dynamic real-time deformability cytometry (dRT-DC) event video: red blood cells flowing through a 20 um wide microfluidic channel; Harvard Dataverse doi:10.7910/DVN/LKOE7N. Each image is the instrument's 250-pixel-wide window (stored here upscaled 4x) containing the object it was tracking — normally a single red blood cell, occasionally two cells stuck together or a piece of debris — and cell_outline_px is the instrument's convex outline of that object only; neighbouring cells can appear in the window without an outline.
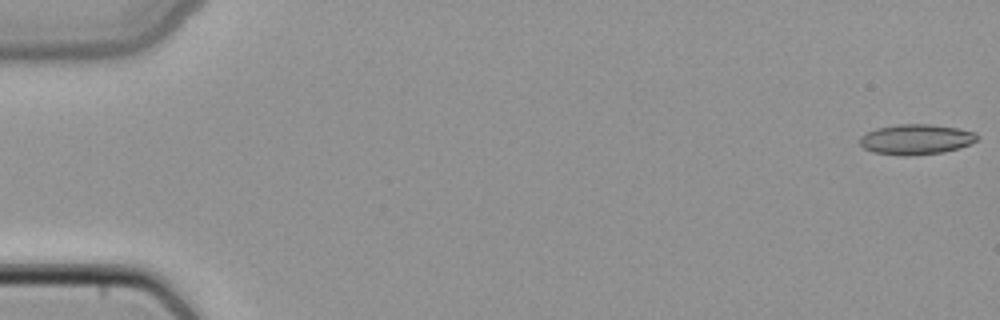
{"species": "common noctule bat (a hibernating species)", "species_latin": "Nyctalus noctula", "temperature_condition": "cold", "stored_images_in_passage": 49, "camera_frame_rate_fps": 3000, "um_per_image_px": 0.085, "animal": {"sex": "female", "body_mass_g": 22.7, "forearm_length_mm": 54.2}, "frame": {"image": 1, "passage_image": 1, "time_ms": 0.0, "image_size_px": [1000, 320], "cell_outline_px": [[980, 136], [976, 140], [960, 148], [944, 152], [908, 156], [900, 156], [872, 152], [864, 148], [860, 144], [860, 136], [876, 128], [900, 124], [928, 124], [956, 128], [976, 132]], "centroid_in_image_um": [77.86, 11.85], "position_along_channel_um": 7.1, "area_um2": 20.75}}
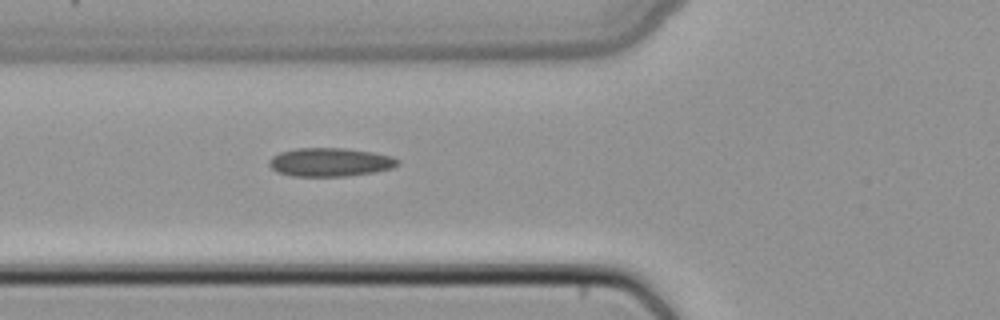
{"frame": {"image": 2, "passage_image": 19, "time_ms": 6.0, "image_size_px": [1000, 320], "cell_outline_px": [[400, 164], [392, 168], [376, 172], [348, 176], [292, 176], [276, 172], [268, 164], [268, 160], [272, 156], [280, 152], [296, 148], [344, 148], [372, 152], [392, 156], [400, 160]], "centroid_in_image_um": [28.06, 13.78], "position_along_channel_um": 97.7, "area_um2": 21.62}}
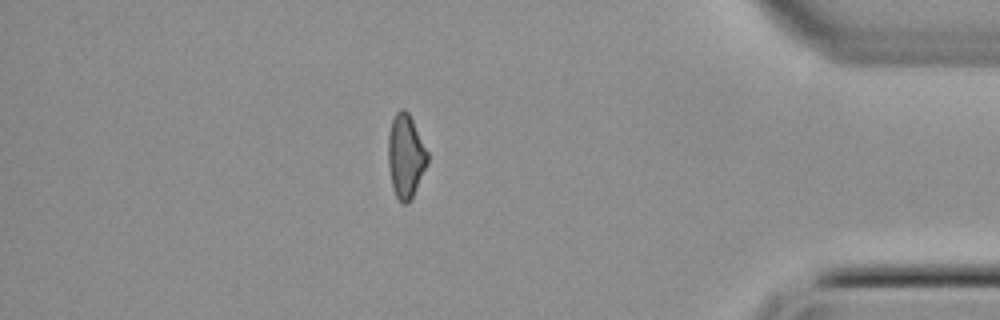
{"frame": {"image": 3, "passage_image": 43, "time_ms": 14.0, "image_size_px": [1000, 320], "cell_outline_px": [[428, 164], [408, 204], [404, 204], [396, 196], [392, 184], [388, 164], [388, 132], [392, 116], [400, 108], [404, 108], [408, 112], [428, 152]], "centroid_in_image_um": [34.47, 13.22], "position_along_channel_um": 400.7, "area_um2": 19.13}}